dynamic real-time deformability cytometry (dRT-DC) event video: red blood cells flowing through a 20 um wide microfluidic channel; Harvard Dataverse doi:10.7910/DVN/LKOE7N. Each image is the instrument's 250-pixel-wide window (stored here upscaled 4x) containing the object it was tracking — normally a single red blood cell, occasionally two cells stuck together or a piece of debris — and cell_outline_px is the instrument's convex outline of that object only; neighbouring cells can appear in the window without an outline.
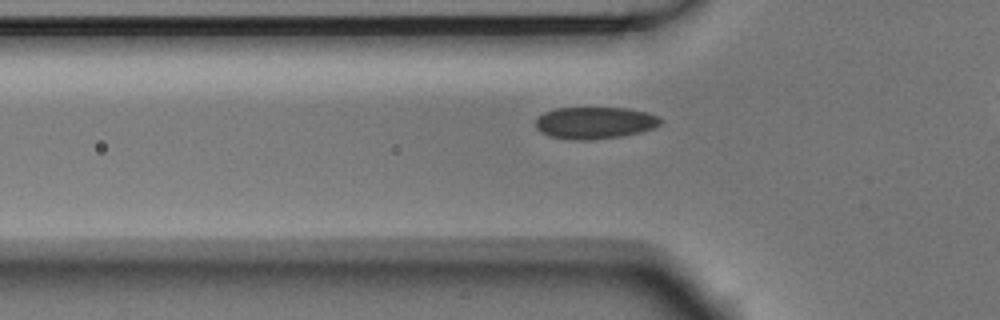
{"species": "Egyptian fruit bat (a non-hibernating species)", "species_latin": "Rousettus aegyptiacus", "temperature_condition": "room temperature", "stored_images_in_passage": 33, "camera_frame_rate_fps": 3000, "um_per_image_px": 0.085, "animal": {"sex": "male"}, "frame": {"image": 1, "passage_image": 3, "time_ms": 0.667, "image_size_px": [1000, 320], "cell_outline_px": [[660, 124], [652, 128], [640, 132], [620, 136], [588, 140], [576, 140], [552, 136], [540, 132], [536, 128], [536, 120], [544, 112], [556, 108], [628, 108], [648, 112], [660, 116]], "centroid_in_image_um": [50.57, 10.43], "position_along_channel_um": 75.2, "area_um2": 23.06}}
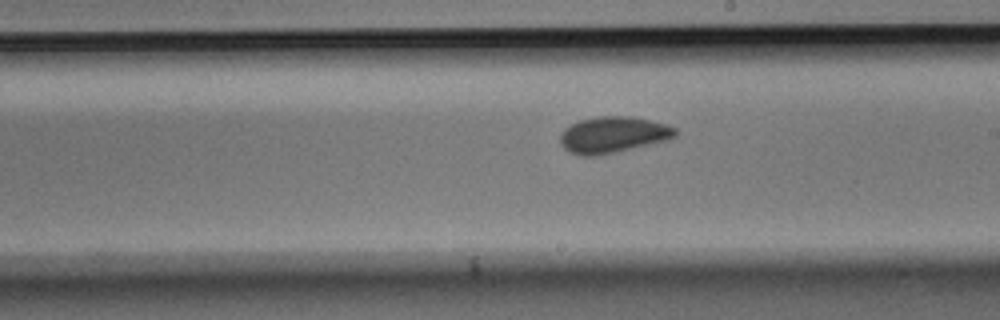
{"frame": {"image": 2, "passage_image": 16, "time_ms": 5.0, "image_size_px": [1000, 320], "cell_outline_px": [[680, 132], [676, 136], [668, 140], [632, 148], [592, 156], [580, 156], [564, 148], [560, 144], [560, 136], [564, 128], [580, 120], [596, 116], [632, 116], [668, 124], [676, 128]], "centroid_in_image_um": [52.14, 11.43], "position_along_channel_um": 236.9, "area_um2": 24.33}}
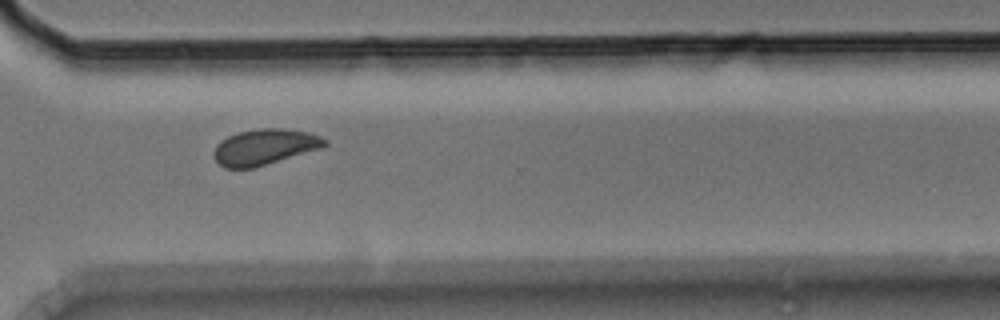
{"frame": {"image": 3, "passage_image": 25, "time_ms": 8.0, "image_size_px": [1000, 320], "cell_outline_px": [[328, 144], [320, 148], [256, 168], [224, 168], [216, 160], [216, 144], [220, 140], [228, 136], [240, 132], [260, 128], [280, 128], [308, 132], [320, 136], [328, 140]], "centroid_in_image_um": [22.52, 12.49], "position_along_channel_um": 348.1, "area_um2": 22.95}, "authors_computed_cell_mechanics": {"area_um2": 23.0622, "velocity_mm_per_s": 3.7109, "shape_relaxation_time_tau1_ms": 4.2994, "shape_relaxation_time_tau2_ms": 1.0655, "deformation_change_tau1": 0.0691, "deformation_change_tau2": 0.0443}}